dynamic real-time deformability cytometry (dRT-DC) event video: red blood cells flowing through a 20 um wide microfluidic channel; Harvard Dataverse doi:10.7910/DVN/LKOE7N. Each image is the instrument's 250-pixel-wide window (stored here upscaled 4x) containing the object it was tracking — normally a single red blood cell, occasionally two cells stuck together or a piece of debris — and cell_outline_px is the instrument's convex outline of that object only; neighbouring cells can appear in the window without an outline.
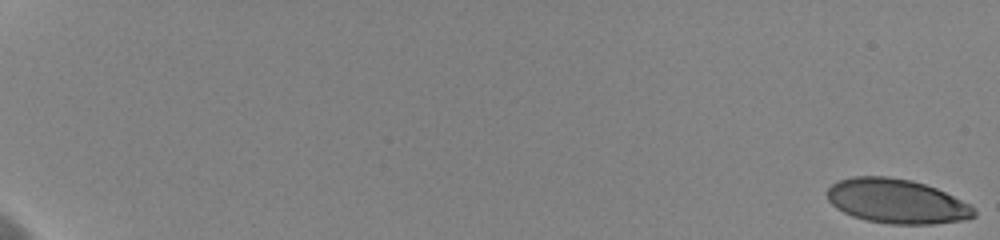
{"species": "human", "species_latin": "Homo sapiens", "temperature_condition": "cold", "stored_images_in_passage": 22, "camera_frame_rate_fps": 3000, "um_per_image_px": 0.085, "donor": {"sex": "female"}, "frame": {"image": 1, "passage_image": 1, "time_ms": 0.0, "image_size_px": [1000, 240], "cell_outline_px": [[976, 216], [968, 220], [932, 224], [888, 224], [864, 220], [852, 216], [836, 208], [828, 200], [828, 188], [836, 180], [852, 176], [888, 176], [912, 180], [936, 188], [976, 208]], "centroid_in_image_um": [76.21, 17.11], "position_along_channel_um": 8.8, "area_um2": 38.26}}
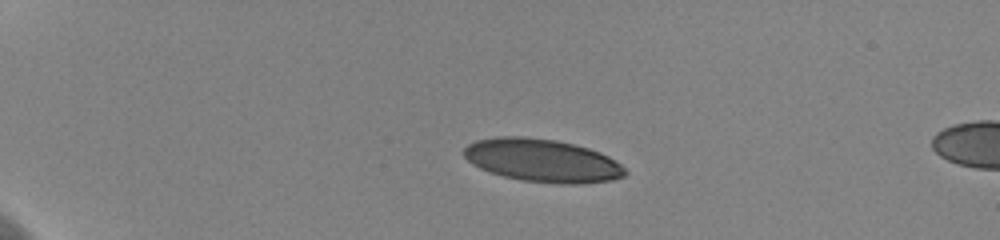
{"frame": {"image": 2, "passage_image": 16, "time_ms": 5.0, "image_size_px": [1000, 240], "cell_outline_px": [[628, 172], [624, 176], [612, 180], [580, 184], [560, 184], [524, 180], [504, 176], [480, 168], [472, 164], [464, 156], [464, 148], [468, 144], [476, 140], [496, 136], [524, 136], [556, 140], [588, 148], [600, 152], [608, 156], [620, 164]], "centroid_in_image_um": [46.1, 13.63], "position_along_channel_um": 38.9, "area_um2": 40.29}}